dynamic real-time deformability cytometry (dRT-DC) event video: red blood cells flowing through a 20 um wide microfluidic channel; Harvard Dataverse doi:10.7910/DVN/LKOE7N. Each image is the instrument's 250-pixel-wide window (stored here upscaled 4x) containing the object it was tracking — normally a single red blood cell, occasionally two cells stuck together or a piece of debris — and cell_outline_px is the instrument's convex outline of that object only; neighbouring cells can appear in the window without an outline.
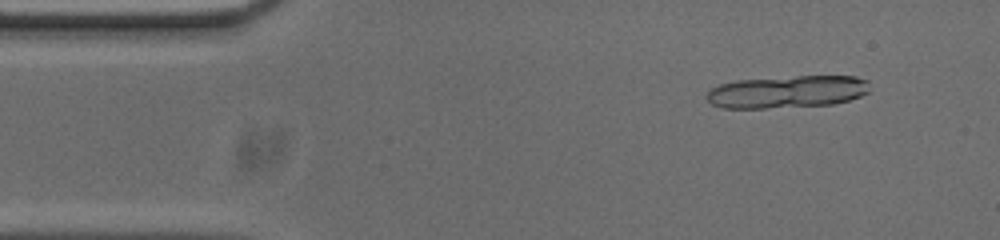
{"species": "common noctule bat (a hibernating species)", "species_latin": "Nyctalus noctula", "temperature_condition": "cold", "stored_images_in_passage": 16, "camera_frame_rate_fps": 3000, "um_per_image_px": 0.085, "animal": {"sex": "male", "body_mass_g": 20.0, "forearm_length_mm": 53.3}, "frame": {"image": 1, "passage_image": 5, "time_ms": 1.333, "image_size_px": [1000, 240], "cell_outline_px": [[868, 92], [860, 96], [848, 100], [832, 104], [764, 108], [724, 108], [712, 104], [704, 96], [712, 88], [720, 84], [736, 80], [796, 76], [856, 76], [868, 80]], "centroid_in_image_um": [66.9, 7.79], "position_along_channel_um": 18.1, "area_um2": 30.69}}